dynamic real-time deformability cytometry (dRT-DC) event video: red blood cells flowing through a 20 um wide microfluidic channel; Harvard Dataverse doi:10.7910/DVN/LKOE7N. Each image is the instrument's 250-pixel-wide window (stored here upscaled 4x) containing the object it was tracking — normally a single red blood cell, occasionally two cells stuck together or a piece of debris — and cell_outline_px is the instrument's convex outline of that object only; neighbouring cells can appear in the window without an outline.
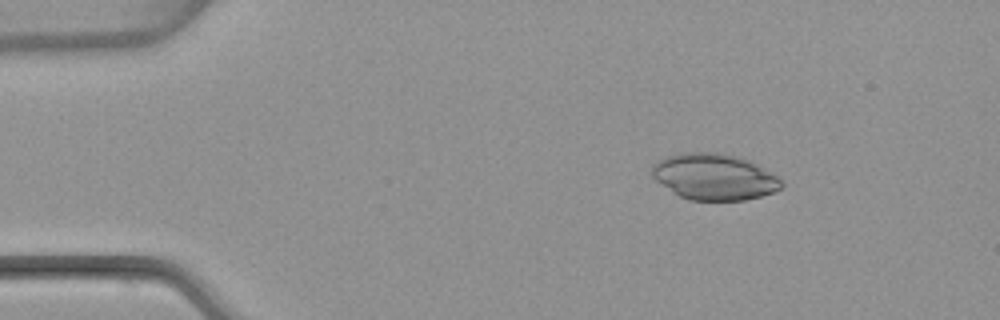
{"species": "common noctule bat (a hibernating species)", "species_latin": "Nyctalus noctula", "temperature_condition": "warm", "stored_images_in_passage": 44, "camera_frame_rate_fps": 3000, "um_per_image_px": 0.085, "animal": {"sex": "female", "body_mass_g": 22.7, "forearm_length_mm": 54.2}, "frame": {"image": 1, "passage_image": 1, "time_ms": 0.0, "image_size_px": [1000, 320], "cell_outline_px": [[784, 184], [780, 188], [772, 192], [760, 196], [744, 200], [688, 200], [680, 196], [656, 180], [652, 176], [652, 168], [660, 160], [668, 156], [684, 152], [716, 152], [748, 160], [764, 168], [776, 176]], "centroid_in_image_um": [60.71, 15.03], "position_along_channel_um": 24.3, "area_um2": 34.28}}
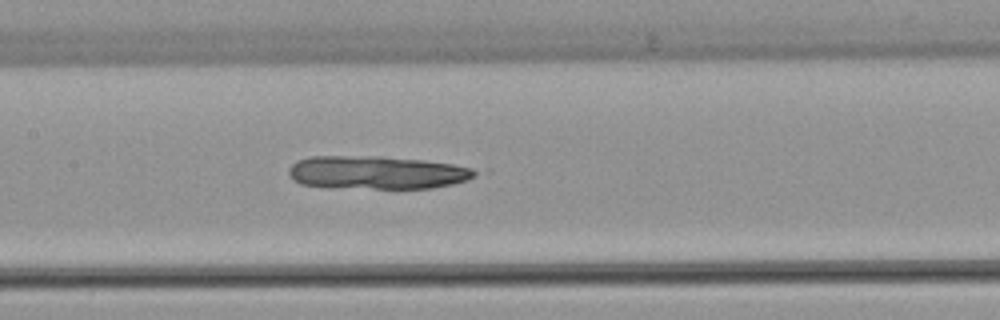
{"frame": {"image": 2, "passage_image": 18, "time_ms": 5.667, "image_size_px": [1000, 320], "cell_outline_px": [[488, 172], [468, 180], [452, 184], [432, 188], [372, 188], [300, 184], [292, 180], [288, 172], [288, 168], [296, 160], [308, 156], [384, 156], [424, 160], [488, 168]], "centroid_in_image_um": [32.25, 14.63], "position_along_channel_um": 175.2, "area_um2": 36.88}}
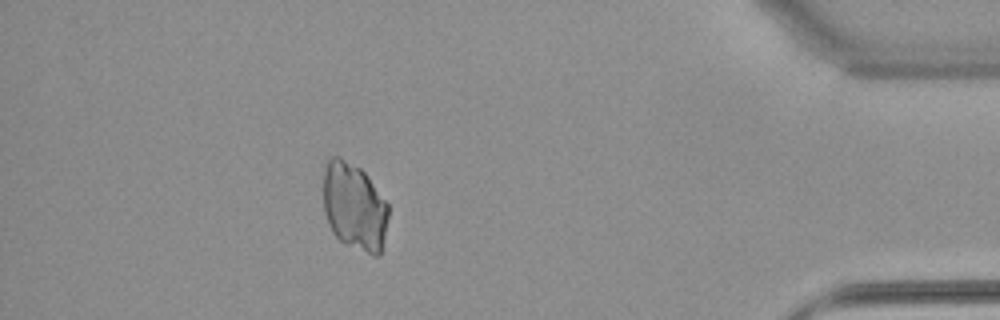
{"frame": {"image": 3, "passage_image": 39, "time_ms": 12.667, "image_size_px": [1000, 320], "cell_outline_px": [[388, 216], [380, 256], [372, 256], [344, 244], [332, 232], [328, 224], [324, 212], [324, 168], [328, 160], [332, 156], [340, 156], [360, 168], [364, 172], [388, 204]], "centroid_in_image_um": [30.1, 17.58], "position_along_channel_um": 405.1, "area_um2": 33.29}}